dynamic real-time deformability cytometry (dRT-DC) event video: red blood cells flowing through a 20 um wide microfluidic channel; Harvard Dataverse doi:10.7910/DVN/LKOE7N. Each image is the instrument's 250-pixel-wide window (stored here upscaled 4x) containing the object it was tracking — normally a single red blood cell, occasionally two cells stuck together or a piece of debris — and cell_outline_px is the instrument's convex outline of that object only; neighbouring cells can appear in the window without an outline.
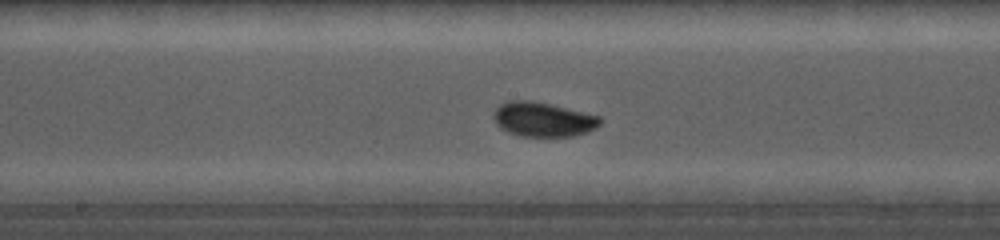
{"species": "common noctule bat (a hibernating species)", "species_latin": "Nyctalus noctula", "temperature_condition": "cold", "stored_images_in_passage": 18, "camera_frame_rate_fps": 5000, "um_per_image_px": 0.085, "animal": {"sex": "female", "body_mass_g": 19.0, "forearm_length_mm": 56.7}, "frame": {"image": 1, "passage_image": 16, "time_ms": 8.0, "image_size_px": [1000, 240], "cell_outline_px": [[600, 124], [596, 128], [588, 132], [572, 136], [520, 136], [508, 132], [500, 128], [496, 124], [492, 116], [492, 112], [504, 100], [528, 100], [548, 104], [600, 116]], "centroid_in_image_um": [46.1, 10.15], "position_along_channel_um": 202.1, "area_um2": 21.39}}
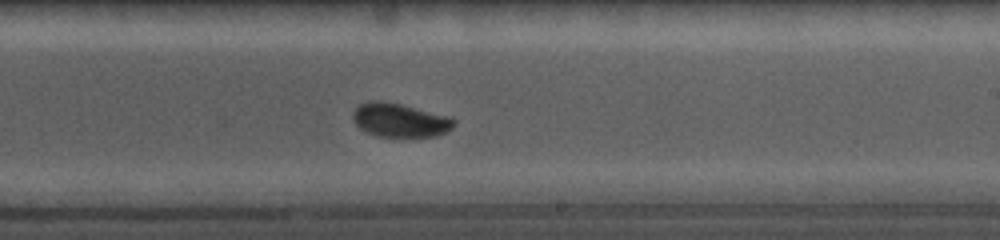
{"frame": {"image": 2, "passage_image": 18, "time_ms": 9.4, "image_size_px": [1000, 240], "cell_outline_px": [[456, 124], [452, 128], [436, 136], [376, 136], [364, 132], [352, 120], [352, 112], [360, 104], [368, 100], [380, 100], [400, 104], [452, 116], [456, 120]], "centroid_in_image_um": [33.98, 10.2], "position_along_channel_um": 255.0, "area_um2": 20.11}}